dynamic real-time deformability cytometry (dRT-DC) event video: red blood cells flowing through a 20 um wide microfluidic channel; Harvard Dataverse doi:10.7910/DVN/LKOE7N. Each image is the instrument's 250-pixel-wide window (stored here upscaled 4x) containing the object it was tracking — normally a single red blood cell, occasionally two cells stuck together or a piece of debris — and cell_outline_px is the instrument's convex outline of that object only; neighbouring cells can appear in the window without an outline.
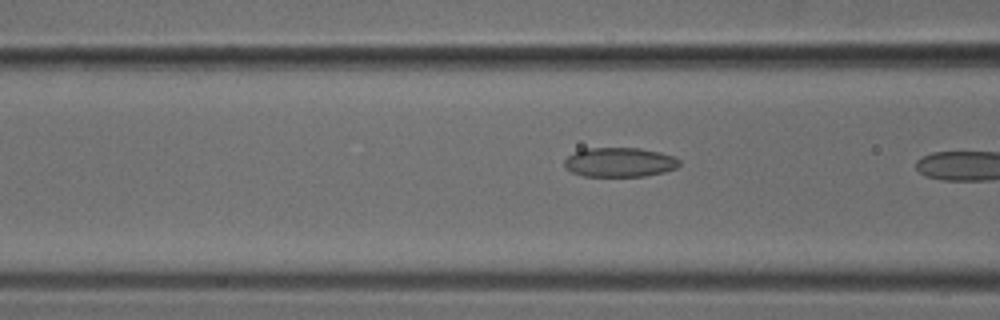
{"species": "common noctule bat (a hibernating species)", "species_latin": "Nyctalus noctula", "temperature_condition": "cold", "stored_images_in_passage": 9, "camera_frame_rate_fps": 3000, "um_per_image_px": 0.085, "animal": {"sex": "male", "body_mass_g": 18.8}, "frame": {"image": 1, "passage_image": 8, "time_ms": 2.333, "image_size_px": [1000, 320], "cell_outline_px": [[680, 164], [676, 168], [664, 172], [644, 176], [584, 176], [572, 172], [564, 168], [564, 160], [568, 156], [576, 152], [588, 148], [640, 148], [660, 152], [676, 156], [680, 160]], "centroid_in_image_um": [52.69, 13.79], "position_along_channel_um": 113.9, "area_um2": 19.77}}